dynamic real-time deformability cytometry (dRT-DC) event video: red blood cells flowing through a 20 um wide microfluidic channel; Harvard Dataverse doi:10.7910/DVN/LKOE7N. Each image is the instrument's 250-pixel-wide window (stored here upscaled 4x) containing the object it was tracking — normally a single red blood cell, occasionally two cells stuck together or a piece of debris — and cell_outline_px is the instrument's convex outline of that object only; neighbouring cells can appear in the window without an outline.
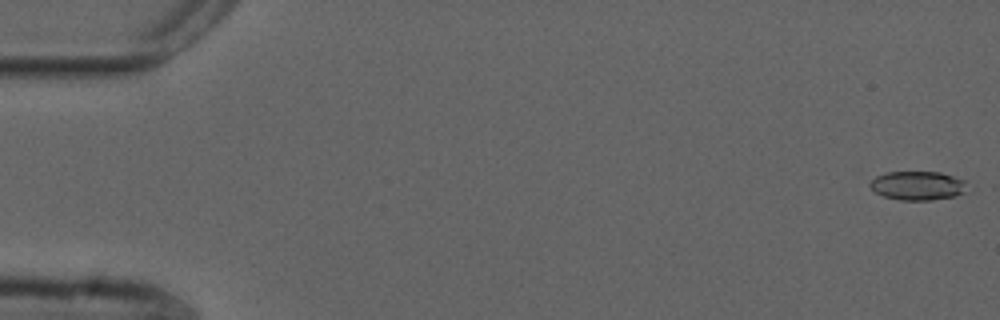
{"species": "common noctule bat (a hibernating species)", "species_latin": "Nyctalus noctula", "temperature_condition": "cold", "stored_images_in_passage": 21, "camera_frame_rate_fps": 3000, "um_per_image_px": 0.085, "animal": {"sex": "male", "forearm_length_mm": 52.5}, "frame": {"image": 1, "passage_image": 1, "time_ms": 0.0, "image_size_px": [1000, 320], "cell_outline_px": [[964, 192], [952, 196], [932, 200], [900, 200], [884, 196], [876, 192], [868, 184], [876, 176], [884, 172], [940, 172], [964, 180]], "centroid_in_image_um": [77.95, 15.77], "position_along_channel_um": 7.1, "area_um2": 16.07}}
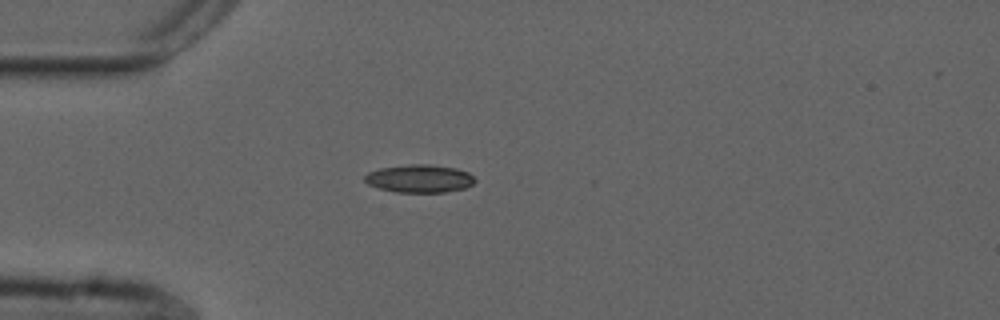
{"frame": {"image": 2, "passage_image": 15, "time_ms": 4.667, "image_size_px": [1000, 320], "cell_outline_px": [[476, 180], [472, 184], [464, 188], [444, 192], [396, 192], [380, 188], [368, 184], [364, 180], [364, 176], [368, 172], [380, 168], [412, 164], [428, 164], [456, 168], [468, 172]], "centroid_in_image_um": [35.65, 15.17], "position_along_channel_um": 49.4, "area_um2": 17.8}}
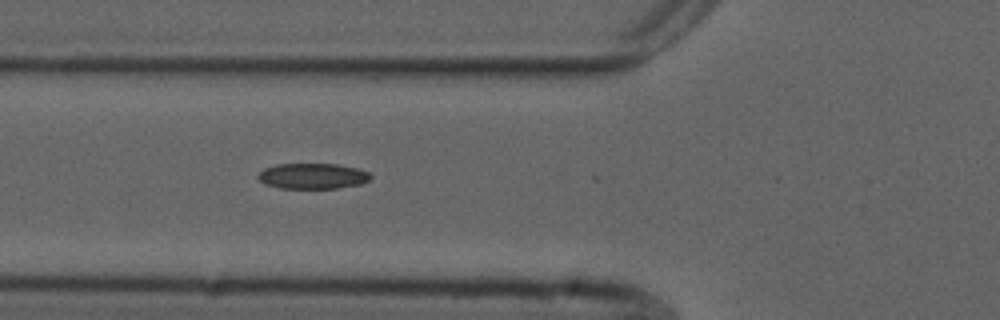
{"frame": {"image": 3, "passage_image": 20, "time_ms": 6.333, "image_size_px": [1000, 320], "cell_outline_px": [[372, 176], [368, 180], [360, 184], [336, 188], [280, 188], [264, 184], [256, 176], [264, 168], [276, 164], [336, 164], [360, 168], [368, 172]], "centroid_in_image_um": [26.56, 14.96], "position_along_channel_um": 99.2, "area_um2": 16.82}}